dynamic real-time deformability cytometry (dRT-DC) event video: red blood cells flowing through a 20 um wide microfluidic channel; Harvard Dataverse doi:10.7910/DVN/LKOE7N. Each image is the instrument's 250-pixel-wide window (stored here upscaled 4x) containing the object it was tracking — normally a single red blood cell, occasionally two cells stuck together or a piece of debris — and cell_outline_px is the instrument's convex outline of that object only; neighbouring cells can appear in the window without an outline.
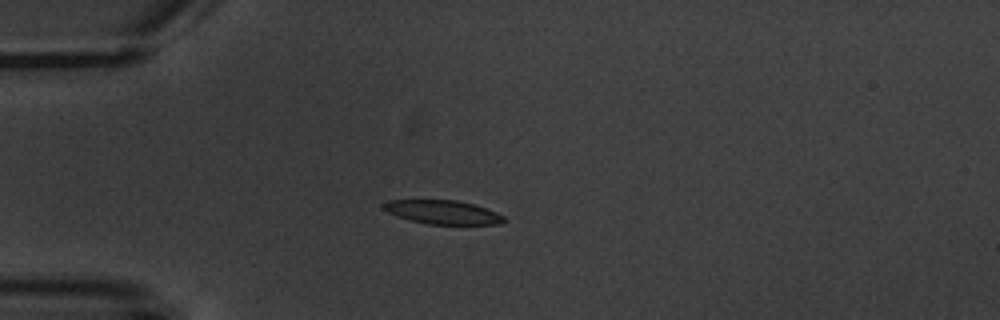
{"species": "common noctule bat (a hibernating species)", "species_latin": "Nyctalus noctula", "temperature_condition": "warm", "stored_images_in_passage": 7, "camera_frame_rate_fps": 3000, "um_per_image_px": 0.085, "animal": {"sex": "male", "body_mass_g": 20.1, "forearm_length_mm": 53.5}, "frame": {"image": 1, "passage_image": 3, "time_ms": 3.0, "image_size_px": [1000, 320], "cell_outline_px": [[508, 220], [500, 224], [428, 224], [396, 216], [380, 208], [380, 204], [388, 200], [456, 200], [472, 204], [496, 212], [504, 216]], "centroid_in_image_um": [37.6, 18.03], "position_along_channel_um": 47.4, "area_um2": 16.7}}
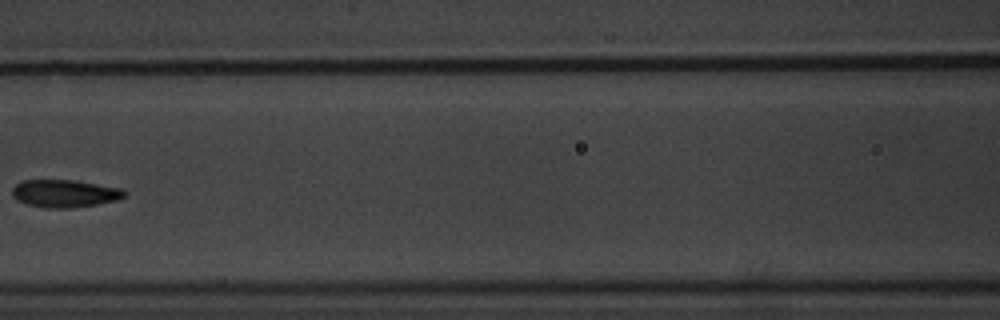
{"frame": {"image": 2, "passage_image": 6, "time_ms": 6.667, "image_size_px": [1000, 320], "cell_outline_px": [[124, 196], [116, 200], [96, 204], [68, 208], [44, 208], [28, 204], [16, 200], [12, 196], [12, 188], [20, 180], [76, 180], [120, 188], [124, 192]], "centroid_in_image_um": [5.43, 16.44], "position_along_channel_um": 161.2, "area_um2": 17.98}}
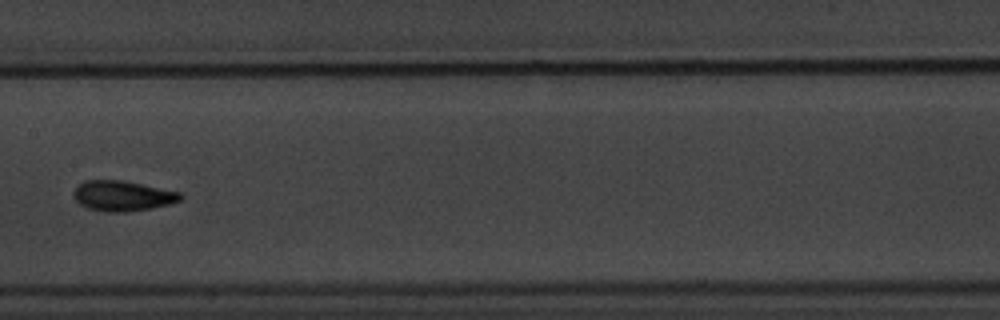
{"frame": {"image": 3, "passage_image": 7, "time_ms": 7.667, "image_size_px": [1000, 320], "cell_outline_px": [[184, 196], [180, 200], [168, 204], [152, 208], [128, 212], [108, 212], [88, 208], [80, 204], [72, 196], [72, 192], [84, 180], [124, 180], [180, 192]], "centroid_in_image_um": [10.41, 16.64], "position_along_channel_um": 197.0, "area_um2": 18.9}}